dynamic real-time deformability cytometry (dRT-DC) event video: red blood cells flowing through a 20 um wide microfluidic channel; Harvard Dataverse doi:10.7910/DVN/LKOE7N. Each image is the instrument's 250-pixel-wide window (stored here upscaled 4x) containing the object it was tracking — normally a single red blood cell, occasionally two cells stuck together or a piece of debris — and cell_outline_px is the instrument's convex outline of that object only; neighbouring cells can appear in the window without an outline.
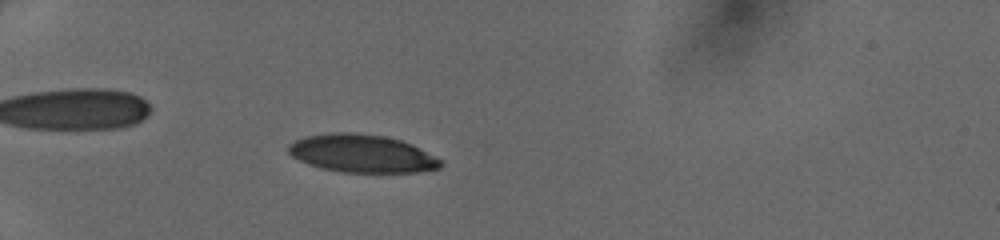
{"species": "human", "species_latin": "Homo sapiens", "temperature_condition": "cold", "stored_images_in_passage": 40, "camera_frame_rate_fps": 3000, "um_per_image_px": 0.085, "donor": {"sex": "female"}, "frame": {"image": 1, "passage_image": 8, "time_ms": 2.333, "image_size_px": [1000, 240], "cell_outline_px": [[444, 164], [440, 168], [416, 172], [340, 172], [320, 168], [308, 164], [292, 156], [288, 152], [288, 144], [304, 136], [328, 132], [348, 132], [384, 136], [400, 140], [444, 160]], "centroid_in_image_um": [30.74, 13.05], "position_along_channel_um": 54.3, "area_um2": 33.64}}
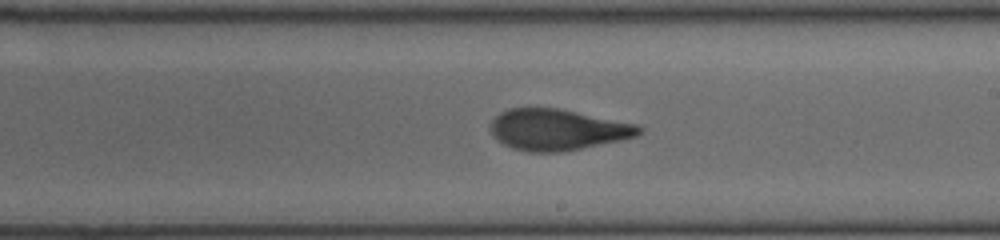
{"frame": {"image": 2, "passage_image": 23, "time_ms": 7.333, "image_size_px": [1000, 240], "cell_outline_px": [[644, 128], [636, 136], [620, 140], [560, 152], [528, 152], [512, 148], [504, 144], [492, 132], [492, 120], [500, 112], [508, 108], [560, 108], [636, 124]], "centroid_in_image_um": [47.39, 11.01], "position_along_channel_um": 241.6, "area_um2": 35.14}}
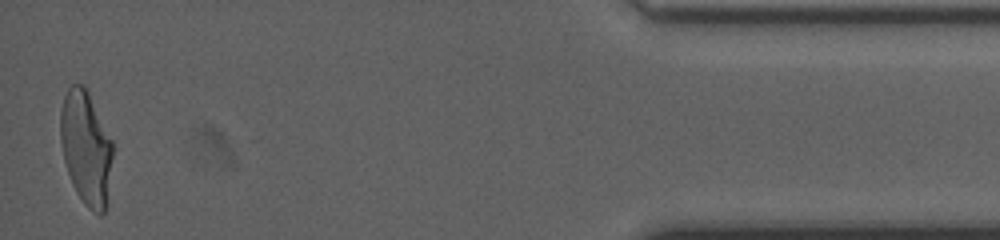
{"frame": {"image": 3, "passage_image": 40, "time_ms": 13.0, "image_size_px": [1000, 240], "cell_outline_px": [[112, 156], [104, 212], [100, 216], [92, 212], [84, 204], [76, 192], [72, 184], [64, 160], [60, 140], [60, 108], [64, 96], [68, 88], [72, 84], [84, 84], [112, 140]], "centroid_in_image_um": [7.28, 12.54], "position_along_channel_um": 427.9, "area_um2": 34.33}}